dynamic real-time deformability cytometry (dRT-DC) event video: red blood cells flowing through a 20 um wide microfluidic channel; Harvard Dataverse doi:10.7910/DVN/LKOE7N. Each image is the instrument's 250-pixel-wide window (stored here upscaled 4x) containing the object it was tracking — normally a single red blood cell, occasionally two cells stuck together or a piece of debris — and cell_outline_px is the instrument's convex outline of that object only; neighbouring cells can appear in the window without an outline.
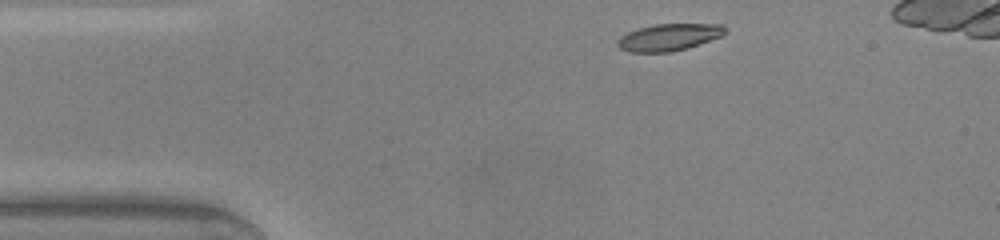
{"species": "common noctule bat (a hibernating species)", "species_latin": "Nyctalus noctula", "temperature_condition": "warm", "stored_images_in_passage": 33, "camera_frame_rate_fps": 3000, "um_per_image_px": 0.085, "animal": {"sex": "male", "body_mass_g": 20.0, "forearm_length_mm": 53.3}, "frame": {"image": 1, "passage_image": 1, "time_ms": 0.0, "image_size_px": [1000, 240], "cell_outline_px": [[724, 36], [684, 48], [668, 52], [628, 52], [620, 48], [616, 44], [616, 40], [620, 36], [628, 32], [640, 28], [656, 24], [720, 24], [724, 28]], "centroid_in_image_um": [56.81, 3.16], "position_along_channel_um": 28.2, "area_um2": 16.65}}
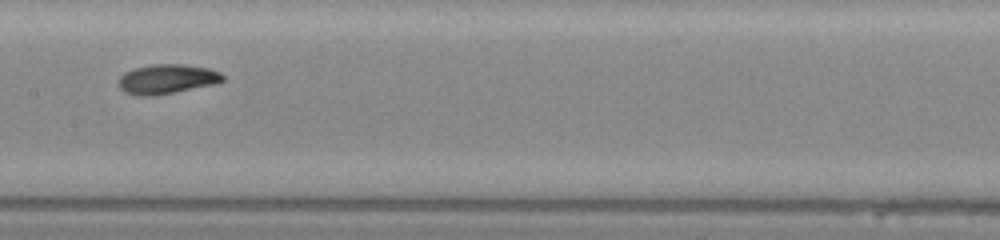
{"frame": {"image": 2, "passage_image": 16, "time_ms": 5.0, "image_size_px": [1000, 240], "cell_outline_px": [[224, 80], [212, 84], [152, 96], [136, 96], [124, 92], [120, 88], [120, 76], [124, 72], [132, 68], [152, 64], [184, 64], [208, 68], [220, 72], [224, 76]], "centroid_in_image_um": [14.15, 6.7], "position_along_channel_um": 193.3, "area_um2": 17.8}}
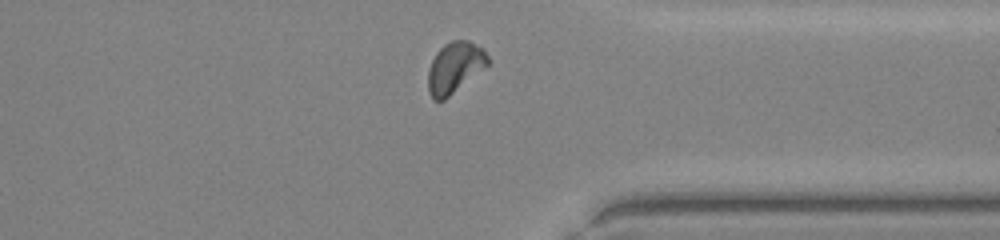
{"frame": {"image": 3, "passage_image": 29, "time_ms": 9.333, "image_size_px": [1000, 240], "cell_outline_px": [[488, 64], [444, 100], [432, 100], [428, 92], [428, 68], [436, 52], [444, 44], [452, 40], [468, 40], [484, 48], [488, 56]], "centroid_in_image_um": [38.63, 5.72], "position_along_channel_um": 372.8, "area_um2": 17.63}, "authors_computed_cell_mechanics": {"area_um2": 17.2822, "velocity_mm_per_s": 4.272, "shape_relaxation_time_tau1_ms": 3.0191, "shape_relaxation_time_tau2_ms": 1.6337, "deformation_change_tau1": 0.1425, "deformation_change_tau2": 0.0534}}